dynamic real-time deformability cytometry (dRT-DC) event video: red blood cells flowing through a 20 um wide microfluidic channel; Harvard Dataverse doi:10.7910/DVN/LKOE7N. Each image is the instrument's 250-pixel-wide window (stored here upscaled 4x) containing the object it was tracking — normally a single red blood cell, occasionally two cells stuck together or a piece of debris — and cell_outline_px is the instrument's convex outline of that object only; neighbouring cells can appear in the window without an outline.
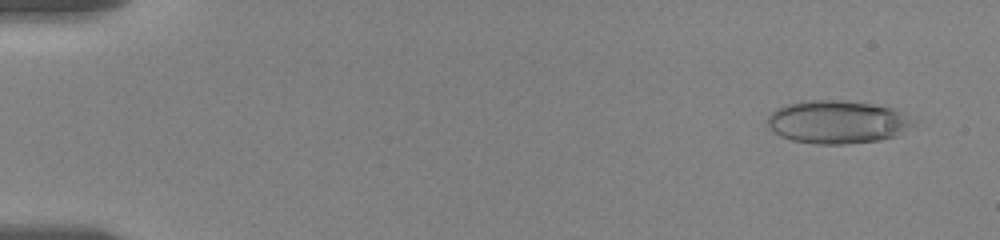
{"species": "human", "species_latin": "Homo sapiens", "temperature_condition": "room temperature", "stored_images_in_passage": 15, "camera_frame_rate_fps": 3000, "um_per_image_px": 0.085, "donor": {"sex": "female"}, "frame": {"image": 1, "passage_image": 4, "time_ms": 1.0, "image_size_px": [1000, 240], "cell_outline_px": [[916, 120], [912, 124], [896, 136], [880, 140], [844, 144], [816, 144], [792, 140], [780, 136], [772, 132], [768, 128], [768, 116], [776, 108], [784, 104], [800, 100], [848, 100], [872, 104], [892, 108]], "centroid_in_image_um": [71.11, 10.36], "position_along_channel_um": 13.9, "area_um2": 36.82}}